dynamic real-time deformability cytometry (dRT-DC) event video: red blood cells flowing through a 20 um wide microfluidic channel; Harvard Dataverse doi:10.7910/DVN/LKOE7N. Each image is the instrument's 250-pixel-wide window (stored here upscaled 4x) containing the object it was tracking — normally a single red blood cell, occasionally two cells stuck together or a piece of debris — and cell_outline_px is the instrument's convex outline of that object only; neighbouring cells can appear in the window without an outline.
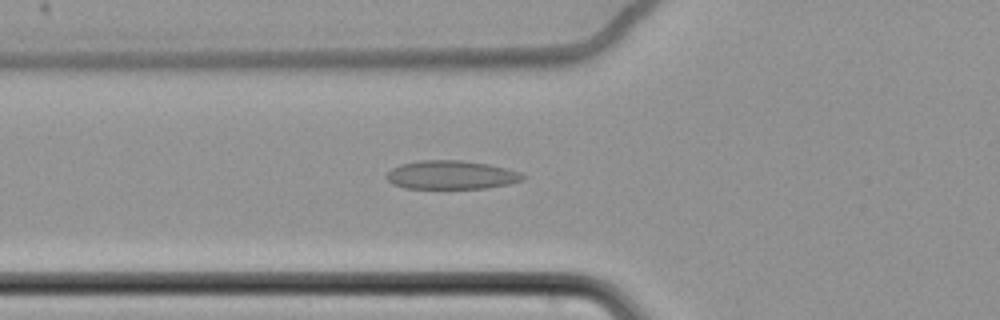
{"species": "common noctule bat (a hibernating species)", "species_latin": "Nyctalus noctula", "temperature_condition": "cold", "stored_images_in_passage": 63, "camera_frame_rate_fps": 3000, "um_per_image_px": 0.085, "animal": {"sex": "female", "body_mass_g": 22.7, "forearm_length_mm": 54.2}, "frame": {"image": 1, "passage_image": 26, "time_ms": 8.333, "image_size_px": [1000, 320], "cell_outline_px": [[524, 180], [508, 184], [488, 188], [404, 188], [392, 184], [388, 180], [388, 172], [392, 168], [400, 164], [420, 160], [460, 160], [488, 164], [520, 172], [524, 176]], "centroid_in_image_um": [38.35, 14.87], "position_along_channel_um": 87.4, "area_um2": 22.6}}
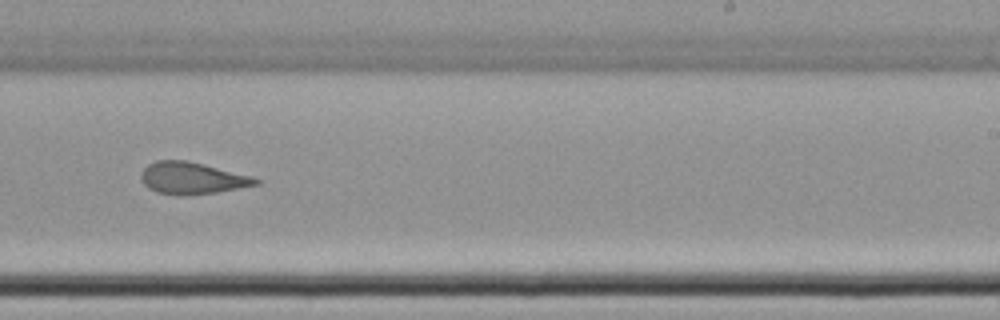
{"frame": {"image": 2, "passage_image": 42, "time_ms": 13.667, "image_size_px": [1000, 320], "cell_outline_px": [[260, 184], [216, 192], [180, 196], [156, 192], [148, 188], [144, 184], [140, 176], [140, 172], [148, 164], [156, 160], [188, 160], [252, 176], [260, 180]], "centroid_in_image_um": [16.3, 15.14], "position_along_channel_um": 272.7, "area_um2": 21.39}}
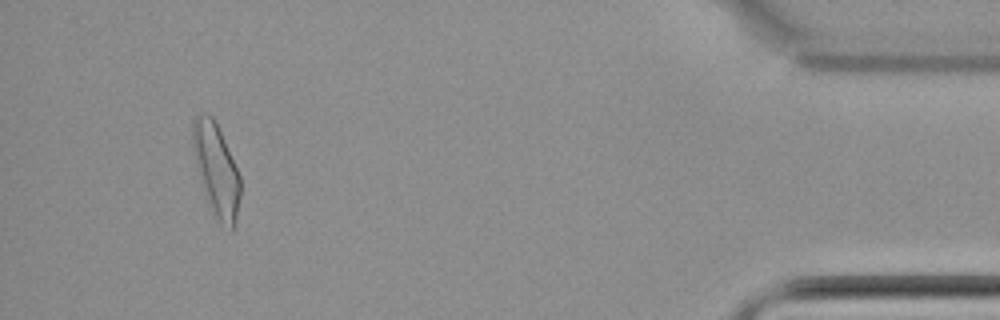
{"frame": {"image": 3, "passage_image": 60, "time_ms": 19.667, "image_size_px": [1000, 320], "cell_outline_px": [[240, 196], [236, 216], [232, 232], [228, 232], [212, 212], [204, 196], [192, 148], [192, 120], [200, 112], [212, 116], [220, 132], [240, 176]], "centroid_in_image_um": [18.36, 14.47], "position_along_channel_um": 416.8, "area_um2": 25.49}, "authors_computed_cell_mechanics": {"area_um2": 23.4668, "velocity_mm_per_s": 3.4753, "shape_relaxation_time_tau1_ms": null, "shape_relaxation_time_tau2_ms": 3.8809, "deformation_change_tau1": null, "deformation_change_tau2": 0.116}}